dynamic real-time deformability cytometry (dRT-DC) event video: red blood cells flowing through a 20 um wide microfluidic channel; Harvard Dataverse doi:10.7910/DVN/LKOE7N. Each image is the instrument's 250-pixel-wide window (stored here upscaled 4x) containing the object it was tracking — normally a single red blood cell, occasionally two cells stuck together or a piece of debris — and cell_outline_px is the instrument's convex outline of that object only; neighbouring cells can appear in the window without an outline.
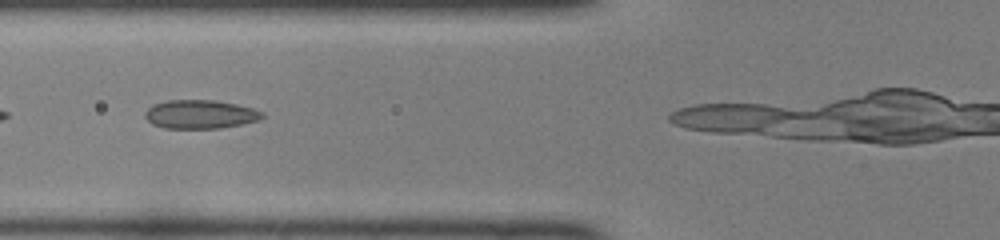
{"species": "common noctule bat (a hibernating species)", "species_latin": "Nyctalus noctula", "temperature_condition": "room temperature", "stored_images_in_passage": 11, "camera_frame_rate_fps": 3000, "um_per_image_px": 0.085, "animal": {"sex": "female", "body_mass_g": 22.0, "forearm_length_mm": 56.7}, "frame": {"image": 1, "passage_image": 8, "time_ms": 2.333, "image_size_px": [1000, 240], "cell_outline_px": [[264, 116], [260, 120], [220, 128], [164, 128], [152, 124], [144, 116], [144, 112], [152, 104], [168, 100], [216, 100], [236, 104], [252, 108], [264, 112]], "centroid_in_image_um": [17.01, 9.71], "position_along_channel_um": 108.8, "area_um2": 19.65}}